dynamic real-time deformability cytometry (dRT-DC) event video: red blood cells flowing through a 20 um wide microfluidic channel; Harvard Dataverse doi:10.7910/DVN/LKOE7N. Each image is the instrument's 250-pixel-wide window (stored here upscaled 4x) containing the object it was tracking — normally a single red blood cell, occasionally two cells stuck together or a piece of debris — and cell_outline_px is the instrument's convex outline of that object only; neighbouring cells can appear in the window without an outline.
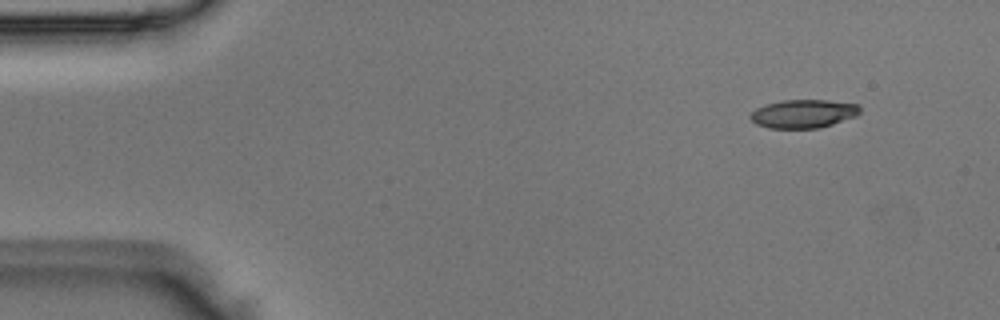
{"species": "Egyptian fruit bat (a non-hibernating species)", "species_latin": "Rousettus aegyptiacus", "temperature_condition": "room temperature", "stored_images_in_passage": 46, "camera_frame_rate_fps": 3000, "um_per_image_px": 0.085, "animal": {"sex": "male"}, "frame": {"image": 1, "passage_image": 1, "time_ms": 0.0, "image_size_px": [1000, 320], "cell_outline_px": [[860, 112], [856, 116], [820, 128], [768, 128], [756, 124], [748, 116], [756, 108], [764, 104], [784, 100], [828, 100], [856, 104], [860, 108]], "centroid_in_image_um": [68.26, 9.67], "position_along_channel_um": 16.7, "area_um2": 18.15}}
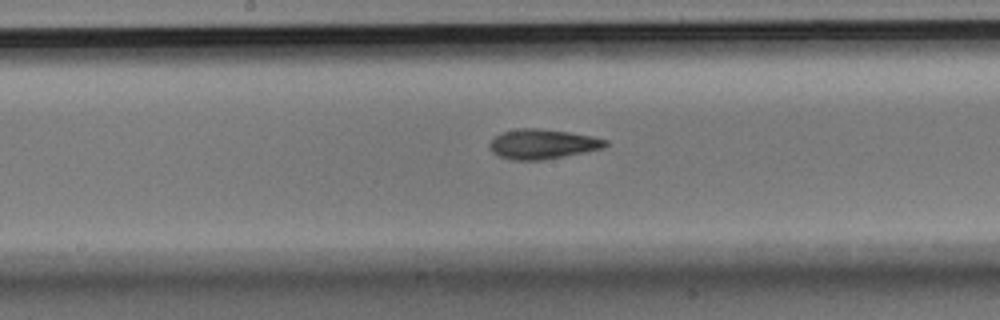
{"frame": {"image": 2, "passage_image": 22, "time_ms": 7.0, "image_size_px": [1000, 320], "cell_outline_px": [[608, 144], [604, 148], [544, 160], [512, 160], [500, 156], [492, 152], [488, 144], [496, 136], [504, 132], [520, 128], [536, 128], [568, 132], [592, 136], [608, 140]], "centroid_in_image_um": [46.13, 12.25], "position_along_channel_um": 202.1, "area_um2": 19.94}}
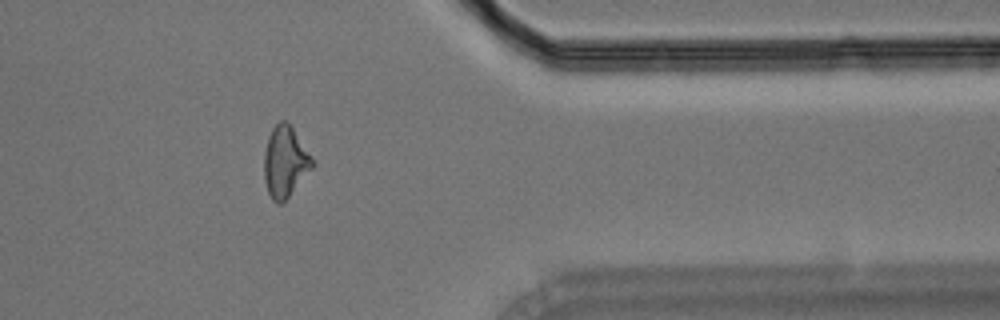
{"frame": {"image": 3, "passage_image": 37, "time_ms": 12.0, "image_size_px": [1000, 320], "cell_outline_px": [[312, 168], [288, 196], [280, 204], [276, 204], [272, 200], [268, 192], [264, 180], [264, 152], [268, 136], [272, 128], [280, 120], [288, 120], [312, 156]], "centroid_in_image_um": [24.21, 13.71], "position_along_channel_um": 387.2, "area_um2": 19.88}}